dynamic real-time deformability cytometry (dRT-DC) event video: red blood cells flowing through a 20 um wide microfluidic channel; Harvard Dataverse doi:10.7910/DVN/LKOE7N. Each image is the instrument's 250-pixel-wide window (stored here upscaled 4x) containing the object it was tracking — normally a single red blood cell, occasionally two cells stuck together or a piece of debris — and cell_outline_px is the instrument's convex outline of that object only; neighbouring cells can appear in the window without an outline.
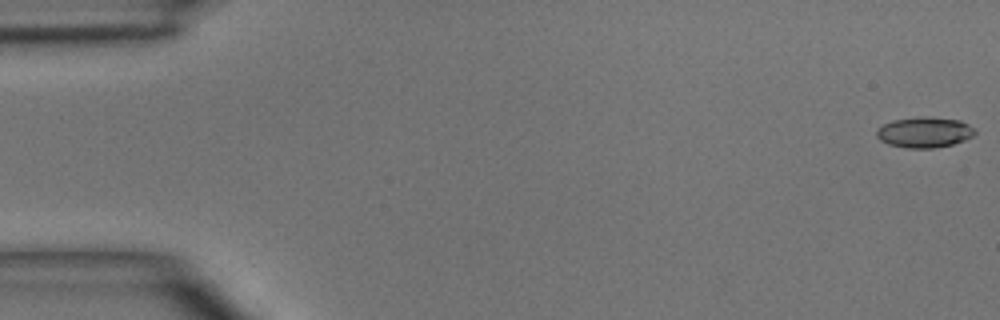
{"species": "common noctule bat (a hibernating species)", "species_latin": "Nyctalus noctula", "temperature_condition": "room temperature", "stored_images_in_passage": 4, "camera_frame_rate_fps": 3000, "um_per_image_px": 0.085, "animal": {"sex": "male", "body_mass_g": 15.6}, "frame": {"image": 1, "passage_image": 1, "time_ms": 0.0, "image_size_px": [1000, 320], "cell_outline_px": [[976, 132], [972, 136], [964, 140], [952, 144], [932, 148], [908, 148], [888, 144], [880, 140], [876, 136], [876, 132], [884, 124], [892, 120], [924, 116], [928, 116], [960, 120], [968, 124]], "centroid_in_image_um": [78.57, 11.24], "position_along_channel_um": 6.4, "area_um2": 17.4}}